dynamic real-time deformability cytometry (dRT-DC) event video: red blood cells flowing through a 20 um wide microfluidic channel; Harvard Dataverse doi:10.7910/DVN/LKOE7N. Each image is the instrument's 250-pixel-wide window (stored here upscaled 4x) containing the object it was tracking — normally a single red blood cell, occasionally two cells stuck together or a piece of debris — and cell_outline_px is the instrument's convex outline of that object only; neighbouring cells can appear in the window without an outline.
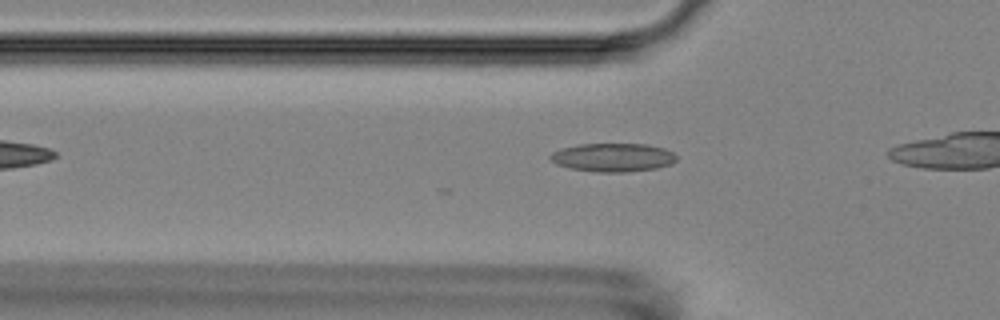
{"species": "Egyptian fruit bat (a non-hibernating species)", "species_latin": "Rousettus aegyptiacus", "temperature_condition": "room temperature", "stored_images_in_passage": 6, "camera_frame_rate_fps": 3000, "um_per_image_px": 0.085, "animal": {"sex": "female"}, "frame": {"image": 1, "passage_image": 3, "time_ms": 0.667, "image_size_px": [1000, 320], "cell_outline_px": [[676, 160], [672, 164], [656, 168], [624, 172], [596, 172], [572, 168], [556, 164], [548, 156], [552, 152], [560, 148], [580, 144], [648, 144], [664, 148], [672, 152], [676, 156]], "centroid_in_image_um": [52.1, 13.37], "position_along_channel_um": 73.7, "area_um2": 20.92}}